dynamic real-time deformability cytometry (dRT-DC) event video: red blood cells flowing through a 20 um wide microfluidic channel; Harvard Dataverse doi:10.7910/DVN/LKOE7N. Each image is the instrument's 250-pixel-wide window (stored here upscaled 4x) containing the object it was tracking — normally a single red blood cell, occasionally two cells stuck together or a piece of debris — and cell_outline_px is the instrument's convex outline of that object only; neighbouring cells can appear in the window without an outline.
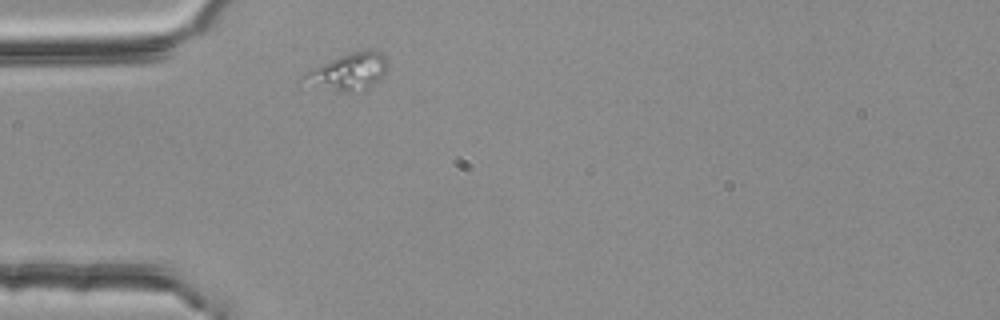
{"species": "common noctule bat (a hibernating species)", "species_latin": "Nyctalus noctula", "temperature_condition": "room temperature", "stored_images_in_passage": 1, "camera_frame_rate_fps": 3000, "um_per_image_px": 0.085, "animal": {"sex": "female", "body_mass_g": 25.1}, "frame": {"image": 1, "passage_image": 1, "time_ms": 0.0, "image_size_px": [1000, 320], "cell_outline_px": [[388, 68], [380, 80], [364, 88], [344, 92], [340, 92], [296, 84], [296, 80], [304, 72], [340, 56], [364, 48], [376, 48], [384, 52], [388, 60]], "centroid_in_image_um": [29.55, 6.08], "position_along_channel_um": 55.4, "area_um2": 18.9}}